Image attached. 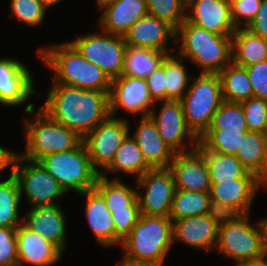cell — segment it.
<instances>
[{
	"label": "cell",
	"mask_w": 267,
	"mask_h": 266,
	"mask_svg": "<svg viewBox=\"0 0 267 266\" xmlns=\"http://www.w3.org/2000/svg\"><path fill=\"white\" fill-rule=\"evenodd\" d=\"M48 92L46 101L40 108L81 138H85L110 116V91H91L53 84Z\"/></svg>",
	"instance_id": "obj_1"
},
{
	"label": "cell",
	"mask_w": 267,
	"mask_h": 266,
	"mask_svg": "<svg viewBox=\"0 0 267 266\" xmlns=\"http://www.w3.org/2000/svg\"><path fill=\"white\" fill-rule=\"evenodd\" d=\"M39 57L54 74L53 84L91 91H110L111 80L97 65L86 60L68 41L40 48Z\"/></svg>",
	"instance_id": "obj_2"
},
{
	"label": "cell",
	"mask_w": 267,
	"mask_h": 266,
	"mask_svg": "<svg viewBox=\"0 0 267 266\" xmlns=\"http://www.w3.org/2000/svg\"><path fill=\"white\" fill-rule=\"evenodd\" d=\"M179 54L201 68V73H219L232 62V38L207 31L185 20L177 29Z\"/></svg>",
	"instance_id": "obj_3"
},
{
	"label": "cell",
	"mask_w": 267,
	"mask_h": 266,
	"mask_svg": "<svg viewBox=\"0 0 267 266\" xmlns=\"http://www.w3.org/2000/svg\"><path fill=\"white\" fill-rule=\"evenodd\" d=\"M120 245L125 251L124 258L162 266L173 246L172 220L169 217L141 214Z\"/></svg>",
	"instance_id": "obj_4"
},
{
	"label": "cell",
	"mask_w": 267,
	"mask_h": 266,
	"mask_svg": "<svg viewBox=\"0 0 267 266\" xmlns=\"http://www.w3.org/2000/svg\"><path fill=\"white\" fill-rule=\"evenodd\" d=\"M33 118L32 122L24 119L26 151L19 155L25 159L38 161L47 154L75 149L83 142L76 132L53 120L39 107Z\"/></svg>",
	"instance_id": "obj_5"
},
{
	"label": "cell",
	"mask_w": 267,
	"mask_h": 266,
	"mask_svg": "<svg viewBox=\"0 0 267 266\" xmlns=\"http://www.w3.org/2000/svg\"><path fill=\"white\" fill-rule=\"evenodd\" d=\"M180 100L187 127L199 139L209 128L212 117L224 102L218 73L194 77Z\"/></svg>",
	"instance_id": "obj_6"
},
{
	"label": "cell",
	"mask_w": 267,
	"mask_h": 266,
	"mask_svg": "<svg viewBox=\"0 0 267 266\" xmlns=\"http://www.w3.org/2000/svg\"><path fill=\"white\" fill-rule=\"evenodd\" d=\"M38 162L60 183L67 193L85 192L95 187L100 174L93 168L84 142L77 148L47 154Z\"/></svg>",
	"instance_id": "obj_7"
},
{
	"label": "cell",
	"mask_w": 267,
	"mask_h": 266,
	"mask_svg": "<svg viewBox=\"0 0 267 266\" xmlns=\"http://www.w3.org/2000/svg\"><path fill=\"white\" fill-rule=\"evenodd\" d=\"M70 43L89 62L100 67L110 80L122 75L127 45L123 36L102 33L81 35Z\"/></svg>",
	"instance_id": "obj_8"
},
{
	"label": "cell",
	"mask_w": 267,
	"mask_h": 266,
	"mask_svg": "<svg viewBox=\"0 0 267 266\" xmlns=\"http://www.w3.org/2000/svg\"><path fill=\"white\" fill-rule=\"evenodd\" d=\"M250 214H243L236 221L218 229L216 250L236 263L263 258L258 226L249 222Z\"/></svg>",
	"instance_id": "obj_9"
},
{
	"label": "cell",
	"mask_w": 267,
	"mask_h": 266,
	"mask_svg": "<svg viewBox=\"0 0 267 266\" xmlns=\"http://www.w3.org/2000/svg\"><path fill=\"white\" fill-rule=\"evenodd\" d=\"M13 176L18 182L21 197L22 193H25L31 208L58 204L55 200L66 193L60 183L38 161H31L20 155L16 159Z\"/></svg>",
	"instance_id": "obj_10"
},
{
	"label": "cell",
	"mask_w": 267,
	"mask_h": 266,
	"mask_svg": "<svg viewBox=\"0 0 267 266\" xmlns=\"http://www.w3.org/2000/svg\"><path fill=\"white\" fill-rule=\"evenodd\" d=\"M129 125L125 118L109 116L83 138L92 166L99 174L98 167L106 170L111 165L117 149L129 135Z\"/></svg>",
	"instance_id": "obj_11"
},
{
	"label": "cell",
	"mask_w": 267,
	"mask_h": 266,
	"mask_svg": "<svg viewBox=\"0 0 267 266\" xmlns=\"http://www.w3.org/2000/svg\"><path fill=\"white\" fill-rule=\"evenodd\" d=\"M140 213L146 216L169 217L176 191L173 175L168 168L150 169L137 179ZM142 194V195H141Z\"/></svg>",
	"instance_id": "obj_12"
},
{
	"label": "cell",
	"mask_w": 267,
	"mask_h": 266,
	"mask_svg": "<svg viewBox=\"0 0 267 266\" xmlns=\"http://www.w3.org/2000/svg\"><path fill=\"white\" fill-rule=\"evenodd\" d=\"M159 113L153 108L149 114L155 122L165 144L175 153H187L198 147V138L187 127L180 100H164ZM191 140V148L185 149V138Z\"/></svg>",
	"instance_id": "obj_13"
},
{
	"label": "cell",
	"mask_w": 267,
	"mask_h": 266,
	"mask_svg": "<svg viewBox=\"0 0 267 266\" xmlns=\"http://www.w3.org/2000/svg\"><path fill=\"white\" fill-rule=\"evenodd\" d=\"M110 116L116 117L119 108L132 114L149 116L156 103L149 92L145 78L121 75L111 80L109 93ZM153 107V108H152Z\"/></svg>",
	"instance_id": "obj_14"
},
{
	"label": "cell",
	"mask_w": 267,
	"mask_h": 266,
	"mask_svg": "<svg viewBox=\"0 0 267 266\" xmlns=\"http://www.w3.org/2000/svg\"><path fill=\"white\" fill-rule=\"evenodd\" d=\"M173 175L176 190L209 192V168L205 156L196 148L187 153L174 154L168 167Z\"/></svg>",
	"instance_id": "obj_15"
},
{
	"label": "cell",
	"mask_w": 267,
	"mask_h": 266,
	"mask_svg": "<svg viewBox=\"0 0 267 266\" xmlns=\"http://www.w3.org/2000/svg\"><path fill=\"white\" fill-rule=\"evenodd\" d=\"M186 9V20L207 31L221 36H232L236 31L230 0H187Z\"/></svg>",
	"instance_id": "obj_16"
},
{
	"label": "cell",
	"mask_w": 267,
	"mask_h": 266,
	"mask_svg": "<svg viewBox=\"0 0 267 266\" xmlns=\"http://www.w3.org/2000/svg\"><path fill=\"white\" fill-rule=\"evenodd\" d=\"M32 74L20 61L0 58V104L19 106L36 95Z\"/></svg>",
	"instance_id": "obj_17"
},
{
	"label": "cell",
	"mask_w": 267,
	"mask_h": 266,
	"mask_svg": "<svg viewBox=\"0 0 267 266\" xmlns=\"http://www.w3.org/2000/svg\"><path fill=\"white\" fill-rule=\"evenodd\" d=\"M176 30L167 22L147 14L135 22L124 35L127 46L168 52L169 39L175 42Z\"/></svg>",
	"instance_id": "obj_18"
},
{
	"label": "cell",
	"mask_w": 267,
	"mask_h": 266,
	"mask_svg": "<svg viewBox=\"0 0 267 266\" xmlns=\"http://www.w3.org/2000/svg\"><path fill=\"white\" fill-rule=\"evenodd\" d=\"M18 266H50L59 261L63 252L52 242L21 223L16 228Z\"/></svg>",
	"instance_id": "obj_19"
},
{
	"label": "cell",
	"mask_w": 267,
	"mask_h": 266,
	"mask_svg": "<svg viewBox=\"0 0 267 266\" xmlns=\"http://www.w3.org/2000/svg\"><path fill=\"white\" fill-rule=\"evenodd\" d=\"M23 224L56 245L63 253L66 247V217L60 204L31 208Z\"/></svg>",
	"instance_id": "obj_20"
},
{
	"label": "cell",
	"mask_w": 267,
	"mask_h": 266,
	"mask_svg": "<svg viewBox=\"0 0 267 266\" xmlns=\"http://www.w3.org/2000/svg\"><path fill=\"white\" fill-rule=\"evenodd\" d=\"M100 10H103L99 18L102 30L123 37L135 22L149 14L145 0H113Z\"/></svg>",
	"instance_id": "obj_21"
},
{
	"label": "cell",
	"mask_w": 267,
	"mask_h": 266,
	"mask_svg": "<svg viewBox=\"0 0 267 266\" xmlns=\"http://www.w3.org/2000/svg\"><path fill=\"white\" fill-rule=\"evenodd\" d=\"M267 184L261 178H237L211 181L210 198L236 208L242 215L250 214L258 188Z\"/></svg>",
	"instance_id": "obj_22"
},
{
	"label": "cell",
	"mask_w": 267,
	"mask_h": 266,
	"mask_svg": "<svg viewBox=\"0 0 267 266\" xmlns=\"http://www.w3.org/2000/svg\"><path fill=\"white\" fill-rule=\"evenodd\" d=\"M217 226L207 214L172 221L173 244L181 241L200 250H213L218 240Z\"/></svg>",
	"instance_id": "obj_23"
},
{
	"label": "cell",
	"mask_w": 267,
	"mask_h": 266,
	"mask_svg": "<svg viewBox=\"0 0 267 266\" xmlns=\"http://www.w3.org/2000/svg\"><path fill=\"white\" fill-rule=\"evenodd\" d=\"M132 138L140 148L146 163L152 168H168L174 152L165 144L150 116L141 117Z\"/></svg>",
	"instance_id": "obj_24"
},
{
	"label": "cell",
	"mask_w": 267,
	"mask_h": 266,
	"mask_svg": "<svg viewBox=\"0 0 267 266\" xmlns=\"http://www.w3.org/2000/svg\"><path fill=\"white\" fill-rule=\"evenodd\" d=\"M80 195L86 197L87 222L97 242L106 247L121 244L122 241L115 235L112 213L103 196L95 188L81 192Z\"/></svg>",
	"instance_id": "obj_25"
},
{
	"label": "cell",
	"mask_w": 267,
	"mask_h": 266,
	"mask_svg": "<svg viewBox=\"0 0 267 266\" xmlns=\"http://www.w3.org/2000/svg\"><path fill=\"white\" fill-rule=\"evenodd\" d=\"M232 38V62L248 67L267 61V41L245 27L237 28Z\"/></svg>",
	"instance_id": "obj_26"
},
{
	"label": "cell",
	"mask_w": 267,
	"mask_h": 266,
	"mask_svg": "<svg viewBox=\"0 0 267 266\" xmlns=\"http://www.w3.org/2000/svg\"><path fill=\"white\" fill-rule=\"evenodd\" d=\"M236 158L267 184V134L247 131Z\"/></svg>",
	"instance_id": "obj_27"
},
{
	"label": "cell",
	"mask_w": 267,
	"mask_h": 266,
	"mask_svg": "<svg viewBox=\"0 0 267 266\" xmlns=\"http://www.w3.org/2000/svg\"><path fill=\"white\" fill-rule=\"evenodd\" d=\"M150 169L152 168L146 163L136 141L129 134L117 149L111 165L105 170V173L101 172L100 175L108 178L107 172L115 174L124 172L125 174L136 175L138 179Z\"/></svg>",
	"instance_id": "obj_28"
},
{
	"label": "cell",
	"mask_w": 267,
	"mask_h": 266,
	"mask_svg": "<svg viewBox=\"0 0 267 266\" xmlns=\"http://www.w3.org/2000/svg\"><path fill=\"white\" fill-rule=\"evenodd\" d=\"M218 74L224 101L242 103L253 96V88L246 67L231 62Z\"/></svg>",
	"instance_id": "obj_29"
},
{
	"label": "cell",
	"mask_w": 267,
	"mask_h": 266,
	"mask_svg": "<svg viewBox=\"0 0 267 266\" xmlns=\"http://www.w3.org/2000/svg\"><path fill=\"white\" fill-rule=\"evenodd\" d=\"M209 168L211 181H231L237 178H259L248 169L234 155L215 152H201Z\"/></svg>",
	"instance_id": "obj_30"
},
{
	"label": "cell",
	"mask_w": 267,
	"mask_h": 266,
	"mask_svg": "<svg viewBox=\"0 0 267 266\" xmlns=\"http://www.w3.org/2000/svg\"><path fill=\"white\" fill-rule=\"evenodd\" d=\"M166 55L161 51L127 46L122 75L146 78L161 65Z\"/></svg>",
	"instance_id": "obj_31"
},
{
	"label": "cell",
	"mask_w": 267,
	"mask_h": 266,
	"mask_svg": "<svg viewBox=\"0 0 267 266\" xmlns=\"http://www.w3.org/2000/svg\"><path fill=\"white\" fill-rule=\"evenodd\" d=\"M249 130H207L198 139L200 152H215L236 156L243 137Z\"/></svg>",
	"instance_id": "obj_32"
},
{
	"label": "cell",
	"mask_w": 267,
	"mask_h": 266,
	"mask_svg": "<svg viewBox=\"0 0 267 266\" xmlns=\"http://www.w3.org/2000/svg\"><path fill=\"white\" fill-rule=\"evenodd\" d=\"M94 188L103 196L111 213L126 210V207H130L138 196L136 189L126 186L117 177L109 180L100 175Z\"/></svg>",
	"instance_id": "obj_33"
},
{
	"label": "cell",
	"mask_w": 267,
	"mask_h": 266,
	"mask_svg": "<svg viewBox=\"0 0 267 266\" xmlns=\"http://www.w3.org/2000/svg\"><path fill=\"white\" fill-rule=\"evenodd\" d=\"M14 175V168L5 181H0V227L17 228L22 222L18 218L21 194Z\"/></svg>",
	"instance_id": "obj_34"
},
{
	"label": "cell",
	"mask_w": 267,
	"mask_h": 266,
	"mask_svg": "<svg viewBox=\"0 0 267 266\" xmlns=\"http://www.w3.org/2000/svg\"><path fill=\"white\" fill-rule=\"evenodd\" d=\"M209 202V192L176 190L169 218L175 221L185 217L207 214Z\"/></svg>",
	"instance_id": "obj_35"
},
{
	"label": "cell",
	"mask_w": 267,
	"mask_h": 266,
	"mask_svg": "<svg viewBox=\"0 0 267 266\" xmlns=\"http://www.w3.org/2000/svg\"><path fill=\"white\" fill-rule=\"evenodd\" d=\"M183 60L172 54L164 57L166 100H181L189 88L188 81L192 78L182 64Z\"/></svg>",
	"instance_id": "obj_36"
},
{
	"label": "cell",
	"mask_w": 267,
	"mask_h": 266,
	"mask_svg": "<svg viewBox=\"0 0 267 266\" xmlns=\"http://www.w3.org/2000/svg\"><path fill=\"white\" fill-rule=\"evenodd\" d=\"M248 130L241 103L224 101L214 113L207 130Z\"/></svg>",
	"instance_id": "obj_37"
},
{
	"label": "cell",
	"mask_w": 267,
	"mask_h": 266,
	"mask_svg": "<svg viewBox=\"0 0 267 266\" xmlns=\"http://www.w3.org/2000/svg\"><path fill=\"white\" fill-rule=\"evenodd\" d=\"M150 15L171 25L175 30L186 20L187 0H145Z\"/></svg>",
	"instance_id": "obj_38"
},
{
	"label": "cell",
	"mask_w": 267,
	"mask_h": 266,
	"mask_svg": "<svg viewBox=\"0 0 267 266\" xmlns=\"http://www.w3.org/2000/svg\"><path fill=\"white\" fill-rule=\"evenodd\" d=\"M47 9L41 0H10V16L27 27L42 25Z\"/></svg>",
	"instance_id": "obj_39"
},
{
	"label": "cell",
	"mask_w": 267,
	"mask_h": 266,
	"mask_svg": "<svg viewBox=\"0 0 267 266\" xmlns=\"http://www.w3.org/2000/svg\"><path fill=\"white\" fill-rule=\"evenodd\" d=\"M241 105L248 130L267 134V100L252 96Z\"/></svg>",
	"instance_id": "obj_40"
},
{
	"label": "cell",
	"mask_w": 267,
	"mask_h": 266,
	"mask_svg": "<svg viewBox=\"0 0 267 266\" xmlns=\"http://www.w3.org/2000/svg\"><path fill=\"white\" fill-rule=\"evenodd\" d=\"M140 215L138 199L130 207H126V210L112 212L115 235L121 241L130 234L133 226L139 220Z\"/></svg>",
	"instance_id": "obj_41"
},
{
	"label": "cell",
	"mask_w": 267,
	"mask_h": 266,
	"mask_svg": "<svg viewBox=\"0 0 267 266\" xmlns=\"http://www.w3.org/2000/svg\"><path fill=\"white\" fill-rule=\"evenodd\" d=\"M0 266H18L16 228L0 227Z\"/></svg>",
	"instance_id": "obj_42"
},
{
	"label": "cell",
	"mask_w": 267,
	"mask_h": 266,
	"mask_svg": "<svg viewBox=\"0 0 267 266\" xmlns=\"http://www.w3.org/2000/svg\"><path fill=\"white\" fill-rule=\"evenodd\" d=\"M261 2L262 0H230L231 16L236 29L246 28L250 24L259 10Z\"/></svg>",
	"instance_id": "obj_43"
},
{
	"label": "cell",
	"mask_w": 267,
	"mask_h": 266,
	"mask_svg": "<svg viewBox=\"0 0 267 266\" xmlns=\"http://www.w3.org/2000/svg\"><path fill=\"white\" fill-rule=\"evenodd\" d=\"M207 215L219 227L236 221L242 216L236 208L211 198Z\"/></svg>",
	"instance_id": "obj_44"
},
{
	"label": "cell",
	"mask_w": 267,
	"mask_h": 266,
	"mask_svg": "<svg viewBox=\"0 0 267 266\" xmlns=\"http://www.w3.org/2000/svg\"><path fill=\"white\" fill-rule=\"evenodd\" d=\"M253 96L267 100V61L246 67Z\"/></svg>",
	"instance_id": "obj_45"
},
{
	"label": "cell",
	"mask_w": 267,
	"mask_h": 266,
	"mask_svg": "<svg viewBox=\"0 0 267 266\" xmlns=\"http://www.w3.org/2000/svg\"><path fill=\"white\" fill-rule=\"evenodd\" d=\"M150 95L155 102L166 100L164 59L146 78Z\"/></svg>",
	"instance_id": "obj_46"
},
{
	"label": "cell",
	"mask_w": 267,
	"mask_h": 266,
	"mask_svg": "<svg viewBox=\"0 0 267 266\" xmlns=\"http://www.w3.org/2000/svg\"><path fill=\"white\" fill-rule=\"evenodd\" d=\"M246 28L267 41V0H262L259 10Z\"/></svg>",
	"instance_id": "obj_47"
},
{
	"label": "cell",
	"mask_w": 267,
	"mask_h": 266,
	"mask_svg": "<svg viewBox=\"0 0 267 266\" xmlns=\"http://www.w3.org/2000/svg\"><path fill=\"white\" fill-rule=\"evenodd\" d=\"M18 155L19 152H12L11 150H7L6 148L0 146V172L8 168L9 166L14 168Z\"/></svg>",
	"instance_id": "obj_48"
},
{
	"label": "cell",
	"mask_w": 267,
	"mask_h": 266,
	"mask_svg": "<svg viewBox=\"0 0 267 266\" xmlns=\"http://www.w3.org/2000/svg\"><path fill=\"white\" fill-rule=\"evenodd\" d=\"M259 231H260V238H261V245L264 252V255L267 257V217L261 218L256 223Z\"/></svg>",
	"instance_id": "obj_49"
},
{
	"label": "cell",
	"mask_w": 267,
	"mask_h": 266,
	"mask_svg": "<svg viewBox=\"0 0 267 266\" xmlns=\"http://www.w3.org/2000/svg\"><path fill=\"white\" fill-rule=\"evenodd\" d=\"M236 266H267V257L264 256L261 259L253 261L239 262L236 263Z\"/></svg>",
	"instance_id": "obj_50"
},
{
	"label": "cell",
	"mask_w": 267,
	"mask_h": 266,
	"mask_svg": "<svg viewBox=\"0 0 267 266\" xmlns=\"http://www.w3.org/2000/svg\"><path fill=\"white\" fill-rule=\"evenodd\" d=\"M117 266H154L148 263H141V262H135V261H130L126 258L123 257V260L117 264Z\"/></svg>",
	"instance_id": "obj_51"
},
{
	"label": "cell",
	"mask_w": 267,
	"mask_h": 266,
	"mask_svg": "<svg viewBox=\"0 0 267 266\" xmlns=\"http://www.w3.org/2000/svg\"><path fill=\"white\" fill-rule=\"evenodd\" d=\"M41 1L47 8H50L51 6L58 4L62 0H41Z\"/></svg>",
	"instance_id": "obj_52"
},
{
	"label": "cell",
	"mask_w": 267,
	"mask_h": 266,
	"mask_svg": "<svg viewBox=\"0 0 267 266\" xmlns=\"http://www.w3.org/2000/svg\"><path fill=\"white\" fill-rule=\"evenodd\" d=\"M113 1V0H96V4L101 8L104 4Z\"/></svg>",
	"instance_id": "obj_53"
}]
</instances>
